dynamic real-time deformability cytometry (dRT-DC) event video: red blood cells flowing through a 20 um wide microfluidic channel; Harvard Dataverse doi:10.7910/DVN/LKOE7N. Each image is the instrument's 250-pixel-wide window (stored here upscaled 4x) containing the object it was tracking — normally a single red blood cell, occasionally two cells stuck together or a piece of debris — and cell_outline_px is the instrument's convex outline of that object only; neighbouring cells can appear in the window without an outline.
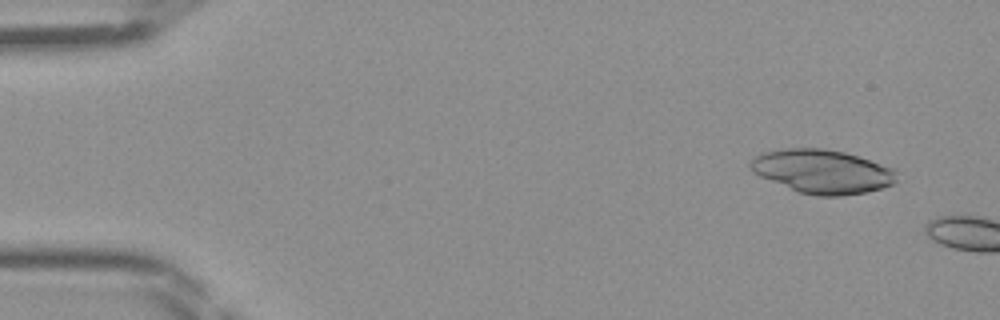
{"species": "Egyptian fruit bat (a non-hibernating species)", "species_latin": "Rousettus aegyptiacus", "temperature_condition": "room temperature", "stored_images_in_passage": 6, "camera_frame_rate_fps": 3000, "um_per_image_px": 0.085, "frame": {"image": 1, "passage_image": 4, "time_ms": 1.0, "image_size_px": [1000, 320], "cell_outline_px": [[896, 180], [892, 184], [880, 188], [864, 192], [840, 196], [816, 196], [800, 192], [760, 176], [752, 172], [748, 164], [756, 156], [764, 152], [784, 148], [824, 148], [844, 152], [896, 168]], "centroid_in_image_um": [69.9, 14.56], "position_along_channel_um": 15.1, "area_um2": 37.11}}